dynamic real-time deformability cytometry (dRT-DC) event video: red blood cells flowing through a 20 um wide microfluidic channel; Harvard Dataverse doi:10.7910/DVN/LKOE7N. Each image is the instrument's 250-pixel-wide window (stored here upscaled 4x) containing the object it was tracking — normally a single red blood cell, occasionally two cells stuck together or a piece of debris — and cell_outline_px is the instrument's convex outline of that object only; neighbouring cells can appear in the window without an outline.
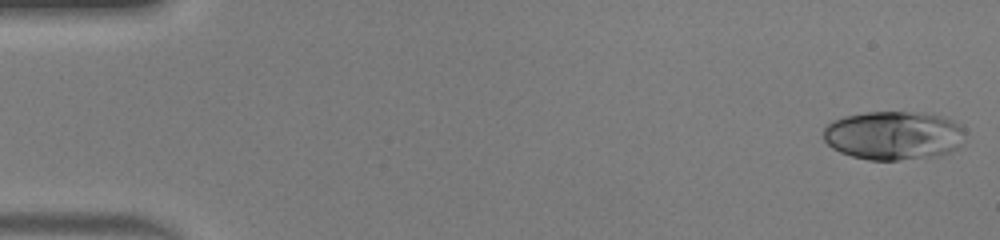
{"species": "human", "species_latin": "Homo sapiens", "temperature_condition": "warm", "stored_images_in_passage": 49, "camera_frame_rate_fps": 3000, "um_per_image_px": 0.085, "donor": {"sex": "male"}, "frame": {"image": 1, "passage_image": 1, "time_ms": 0.0, "image_size_px": [1000, 240], "cell_outline_px": [[964, 132], [960, 144], [956, 148], [948, 152], [936, 156], [896, 160], [868, 160], [852, 156], [840, 152], [832, 148], [824, 140], [824, 128], [832, 120], [844, 116], [864, 112], [908, 112], [940, 116], [952, 120], [960, 124], [964, 128]], "centroid_in_image_um": [75.92, 11.51], "position_along_channel_um": 9.1, "area_um2": 40.11}}
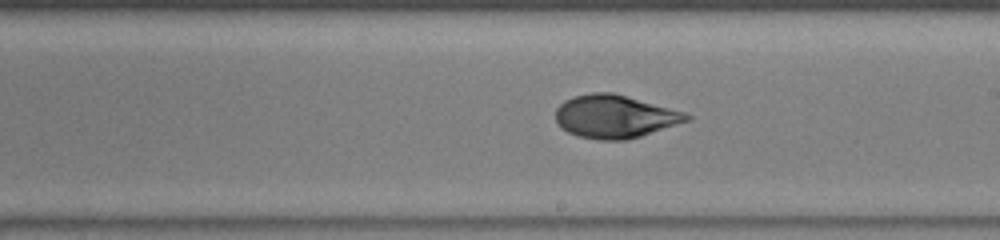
{"frame": {"image": 2, "passage_image": 28, "time_ms": 9.0, "image_size_px": [1000, 240], "cell_outline_px": [[692, 120], [640, 136], [624, 140], [600, 140], [580, 136], [568, 132], [556, 120], [556, 108], [564, 100], [576, 96], [592, 92], [612, 92], [684, 112], [692, 116]], "centroid_in_image_um": [52.28, 9.9], "position_along_channel_um": 236.7, "area_um2": 32.48}}
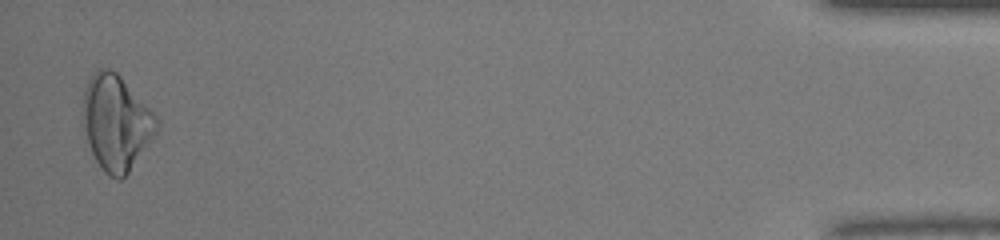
{"frame": {"image": 3, "passage_image": 48, "time_ms": 15.667, "image_size_px": [1000, 240], "cell_outline_px": [[160, 124], [152, 140], [128, 172], [120, 180], [116, 180], [108, 176], [104, 172], [96, 160], [88, 144], [84, 124], [84, 88], [92, 72], [96, 68], [108, 68], [116, 72], [120, 76], [156, 116]], "centroid_in_image_um": [9.87, 10.42], "position_along_channel_um": 425.3, "area_um2": 40.46}, "authors_computed_cell_mechanics": {"area_um2": 35.0846, "velocity_mm_per_s": 4.1575, "shape_relaxation_time_tau1_ms": 5.4824, "shape_relaxation_time_tau2_ms": 0.7256, "deformation_change_tau1": 0.2216, "deformation_change_tau2": 0.0365}}